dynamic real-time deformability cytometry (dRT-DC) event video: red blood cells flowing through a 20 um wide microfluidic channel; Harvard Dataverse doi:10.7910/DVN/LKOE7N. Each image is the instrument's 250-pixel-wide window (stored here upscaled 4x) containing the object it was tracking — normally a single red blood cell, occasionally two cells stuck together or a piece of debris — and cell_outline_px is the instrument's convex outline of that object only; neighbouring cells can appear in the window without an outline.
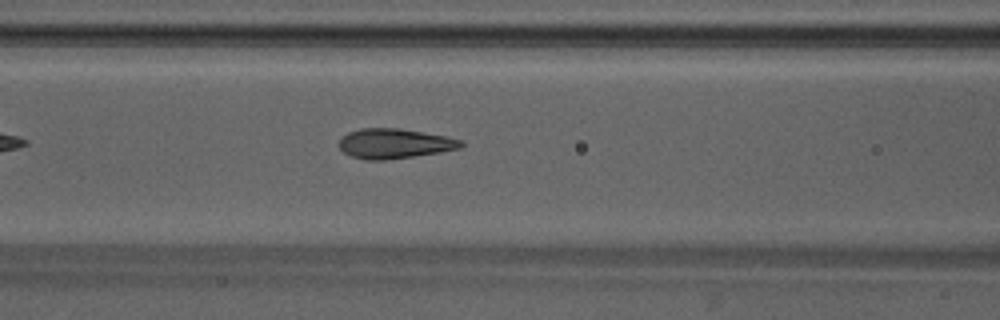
{"species": "Egyptian fruit bat (a non-hibernating species)", "species_latin": "Rousettus aegyptiacus", "temperature_condition": "warm", "stored_images_in_passage": 30, "camera_frame_rate_fps": 3000, "um_per_image_px": 0.085, "animal": {"sex": "male"}, "frame": {"image": 1, "passage_image": 5, "time_ms": 1.333, "image_size_px": [1000, 320], "cell_outline_px": [[464, 144], [460, 148], [440, 152], [384, 160], [364, 160], [352, 156], [344, 152], [340, 148], [340, 140], [348, 132], [360, 128], [400, 128], [444, 136], [460, 140]], "centroid_in_image_um": [33.51, 12.2], "position_along_channel_um": 133.1, "area_um2": 20.92}}